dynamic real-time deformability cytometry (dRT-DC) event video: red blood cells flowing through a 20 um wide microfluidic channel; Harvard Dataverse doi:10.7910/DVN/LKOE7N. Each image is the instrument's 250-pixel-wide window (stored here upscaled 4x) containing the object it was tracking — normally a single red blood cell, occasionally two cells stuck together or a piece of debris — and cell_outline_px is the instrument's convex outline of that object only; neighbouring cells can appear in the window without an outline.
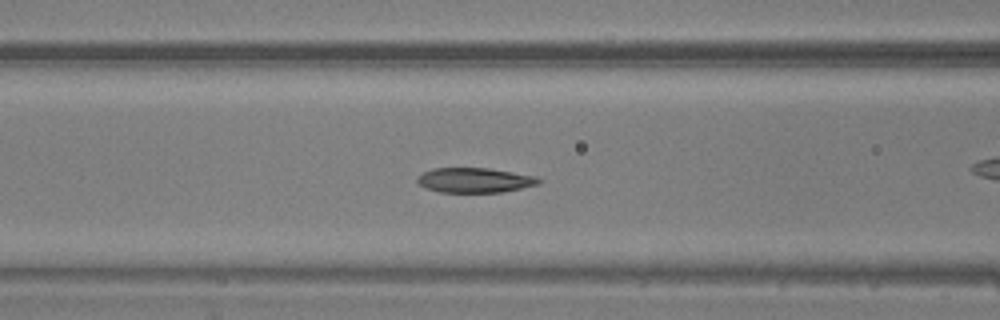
{"species": "common noctule bat (a hibernating species)", "species_latin": "Nyctalus noctula", "temperature_condition": "warm", "stored_images_in_passage": 43, "camera_frame_rate_fps": 3000, "um_per_image_px": 0.085, "animal": {"sex": "male", "body_mass_g": 20.5, "forearm_length_mm": 52.5}, "frame": {"image": 1, "passage_image": 14, "time_ms": 4.333, "image_size_px": [1000, 320], "cell_outline_px": [[544, 180], [540, 184], [504, 192], [440, 192], [424, 188], [416, 180], [416, 176], [432, 168], [488, 168], [536, 176]], "centroid_in_image_um": [40.36, 15.32], "position_along_channel_um": 126.2, "area_um2": 17.74}}
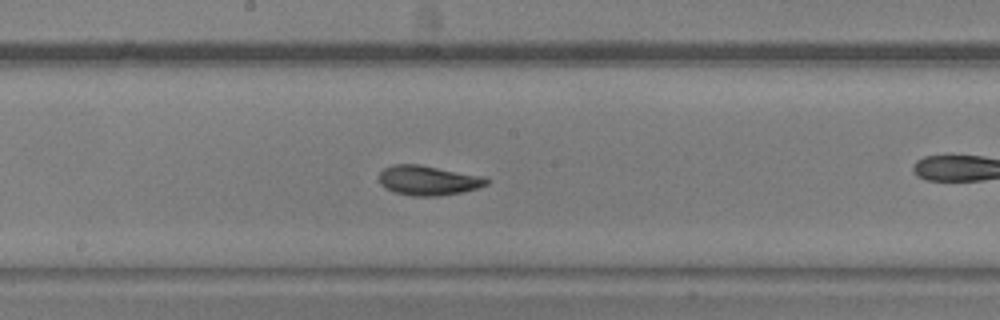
{"frame": {"image": 2, "passage_image": 20, "time_ms": 6.333, "image_size_px": [1000, 320], "cell_outline_px": [[488, 184], [476, 188], [460, 192], [440, 196], [412, 196], [396, 192], [384, 188], [380, 184], [380, 172], [384, 168], [392, 164], [420, 164], [484, 176], [488, 180]], "centroid_in_image_um": [36.38, 15.32], "position_along_channel_um": 211.8, "area_um2": 18.61}}
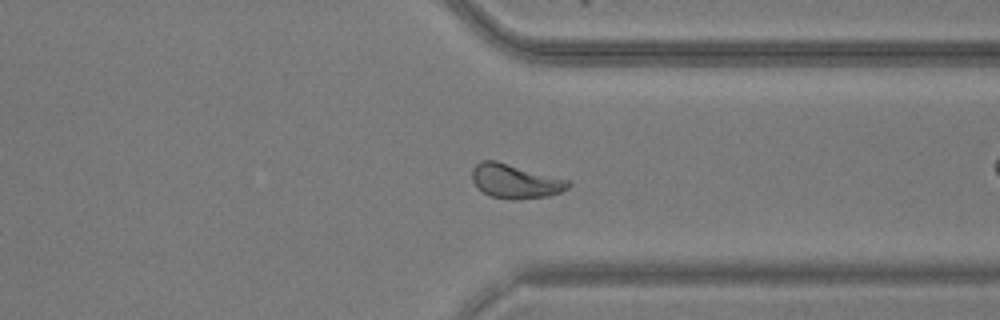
{"frame": {"image": 3, "passage_image": 31, "time_ms": 10.0, "image_size_px": [1000, 320], "cell_outline_px": [[572, 184], [568, 188], [560, 192], [548, 196], [516, 200], [512, 200], [492, 196], [484, 192], [472, 180], [472, 168], [480, 160], [496, 160], [568, 180]], "centroid_in_image_um": [43.79, 15.4], "position_along_channel_um": 367.6, "area_um2": 19.02}}